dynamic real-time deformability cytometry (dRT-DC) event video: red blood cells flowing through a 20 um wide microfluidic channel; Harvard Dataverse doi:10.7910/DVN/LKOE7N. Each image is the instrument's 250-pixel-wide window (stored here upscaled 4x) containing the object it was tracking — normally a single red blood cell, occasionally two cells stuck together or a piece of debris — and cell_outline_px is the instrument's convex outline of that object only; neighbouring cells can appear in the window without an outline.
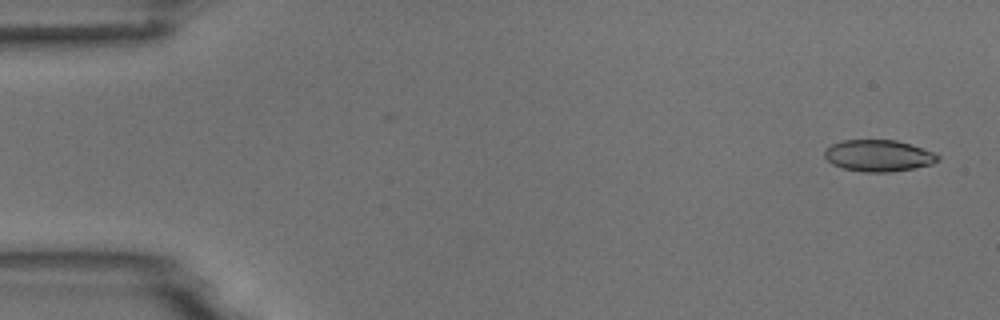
{"species": "common noctule bat (a hibernating species)", "species_latin": "Nyctalus noctula", "temperature_condition": "room temperature", "stored_images_in_passage": 7, "camera_frame_rate_fps": 3000, "um_per_image_px": 0.085, "animal": {"sex": "male", "body_mass_g": 18.8}, "frame": {"image": 1, "passage_image": 1, "time_ms": 0.0, "image_size_px": [1000, 320], "cell_outline_px": [[940, 160], [932, 164], [892, 172], [864, 172], [844, 168], [832, 164], [824, 156], [824, 152], [832, 144], [844, 140], [896, 140], [912, 144], [936, 152], [940, 156]], "centroid_in_image_um": [74.73, 13.23], "position_along_channel_um": 10.3, "area_um2": 20.92}}